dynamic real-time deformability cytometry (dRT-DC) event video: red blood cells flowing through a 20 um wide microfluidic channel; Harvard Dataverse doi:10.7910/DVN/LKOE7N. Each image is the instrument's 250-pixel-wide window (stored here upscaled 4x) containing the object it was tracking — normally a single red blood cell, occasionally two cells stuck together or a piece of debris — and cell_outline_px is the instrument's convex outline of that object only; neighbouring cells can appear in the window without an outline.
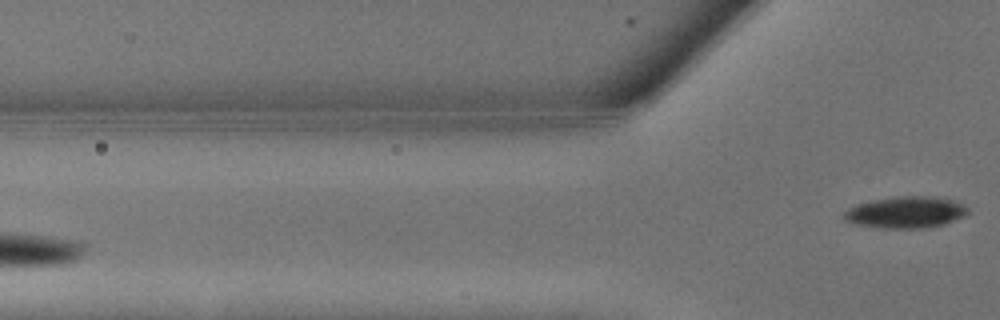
{"species": "common noctule bat (a hibernating species)", "species_latin": "Nyctalus noctula", "temperature_condition": "warm", "stored_images_in_passage": 8, "segment_of_instrument_passage": [2, 2], "camera_frame_rate_fps": 3000, "um_per_image_px": 0.085, "animal": {"sex": "male", "body_mass_g": 13.3}, "frame": {"image": 1, "passage_image": 8, "time_ms": 2.333, "image_size_px": [1000, 320], "cell_outline_px": [[968, 212], [964, 216], [944, 224], [928, 228], [884, 228], [856, 224], [844, 220], [844, 212], [848, 208], [856, 204], [872, 200], [896, 196], [932, 196], [956, 200], [968, 208]], "centroid_in_image_um": [77.0, 18.03], "position_along_channel_um": 48.8, "area_um2": 22.89}}